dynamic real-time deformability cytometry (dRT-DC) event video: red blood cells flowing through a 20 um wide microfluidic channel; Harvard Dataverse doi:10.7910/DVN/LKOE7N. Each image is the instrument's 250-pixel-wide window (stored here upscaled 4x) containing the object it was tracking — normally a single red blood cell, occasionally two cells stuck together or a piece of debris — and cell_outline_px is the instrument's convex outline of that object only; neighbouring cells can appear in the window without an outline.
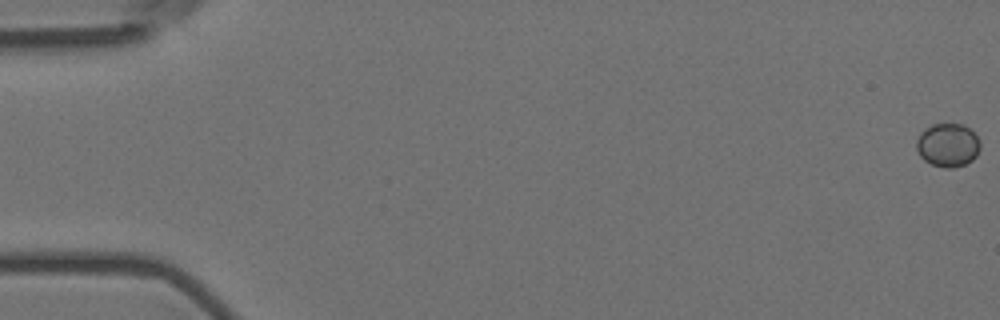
{"species": "Egyptian fruit bat (a non-hibernating species)", "species_latin": "Rousettus aegyptiacus", "temperature_condition": "room temperature", "stored_images_in_passage": 6, "camera_frame_rate_fps": 3000, "um_per_image_px": 0.085, "animal": {"sex": "female"}, "frame": {"image": 1, "passage_image": 1, "time_ms": 0.0, "image_size_px": [1000, 320], "cell_outline_px": [[980, 148], [976, 156], [972, 160], [964, 164], [952, 168], [944, 168], [932, 164], [924, 160], [920, 156], [916, 148], [916, 140], [920, 132], [924, 128], [932, 124], [964, 124], [980, 140]], "centroid_in_image_um": [80.54, 12.32], "position_along_channel_um": 4.5, "area_um2": 16.24}}
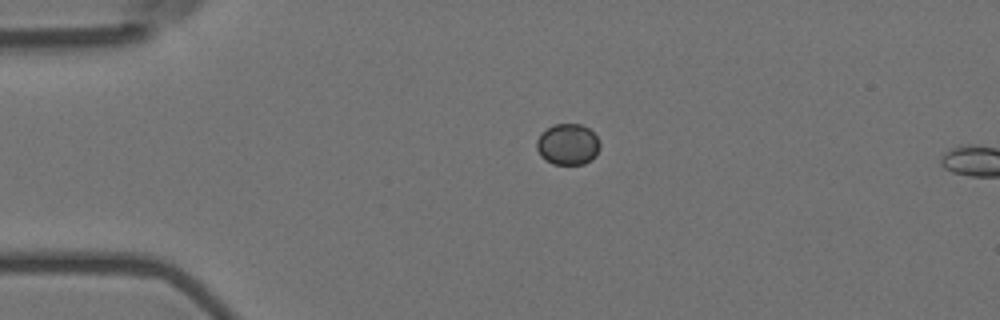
{"frame": {"image": 2, "passage_image": 4, "time_ms": 1.0, "image_size_px": [1000, 320], "cell_outline_px": [[600, 148], [596, 156], [584, 164], [552, 164], [544, 160], [540, 156], [536, 148], [536, 140], [540, 132], [556, 124], [580, 124], [588, 128], [596, 136], [600, 144]], "centroid_in_image_um": [48.24, 12.28], "position_along_channel_um": 36.8, "area_um2": 15.32}}